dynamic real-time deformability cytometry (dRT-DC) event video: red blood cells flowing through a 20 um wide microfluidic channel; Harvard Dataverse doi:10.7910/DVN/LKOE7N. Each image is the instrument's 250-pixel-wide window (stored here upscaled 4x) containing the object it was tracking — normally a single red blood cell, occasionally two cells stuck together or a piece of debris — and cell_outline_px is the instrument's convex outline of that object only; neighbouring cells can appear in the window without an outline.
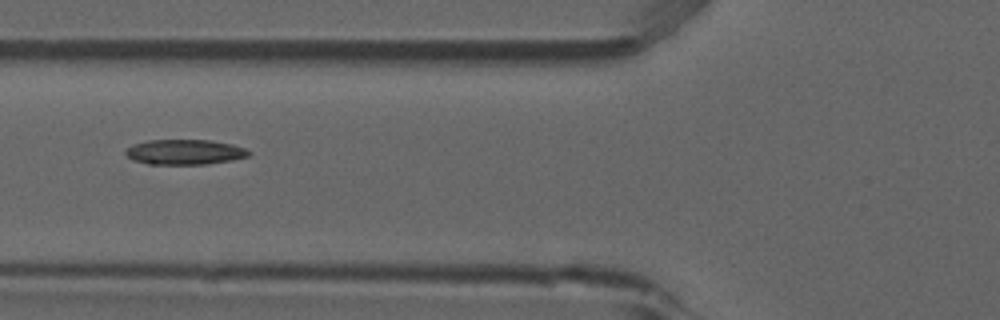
{"species": "common noctule bat (a hibernating species)", "species_latin": "Nyctalus noctula", "temperature_condition": "room temperature", "stored_images_in_passage": 7, "camera_frame_rate_fps": 3000, "um_per_image_px": 0.085, "animal": {"sex": "male", "forearm_length_mm": 52.5}, "frame": {"image": 1, "passage_image": 4, "time_ms": 1.0, "image_size_px": [1000, 320], "cell_outline_px": [[252, 152], [248, 156], [232, 160], [208, 164], [148, 164], [132, 160], [124, 152], [132, 144], [148, 140], [208, 140], [232, 144], [244, 148]], "centroid_in_image_um": [15.69, 12.92], "position_along_channel_um": 110.1, "area_um2": 18.03}}
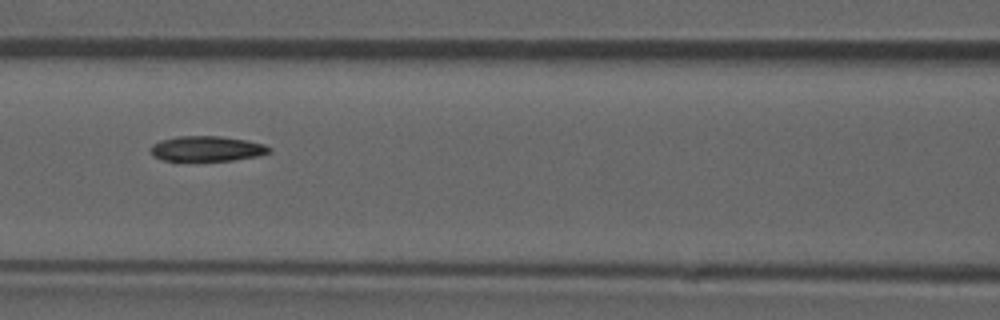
{"frame": {"image": 2, "passage_image": 5, "time_ms": 1.333, "image_size_px": [1000, 320], "cell_outline_px": [[272, 148], [268, 152], [260, 156], [232, 160], [176, 164], [160, 160], [152, 156], [152, 144], [160, 140], [180, 136], [220, 136], [244, 140], [264, 144]], "centroid_in_image_um": [17.49, 12.7], "position_along_channel_um": 149.1, "area_um2": 18.26}}